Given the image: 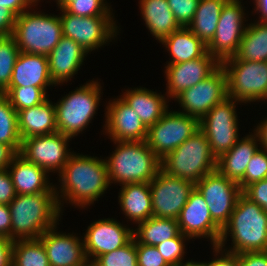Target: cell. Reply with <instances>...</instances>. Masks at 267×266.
<instances>
[{
    "mask_svg": "<svg viewBox=\"0 0 267 266\" xmlns=\"http://www.w3.org/2000/svg\"><path fill=\"white\" fill-rule=\"evenodd\" d=\"M236 102L238 101L227 97L199 120V129L206 136L216 159L228 152L239 140Z\"/></svg>",
    "mask_w": 267,
    "mask_h": 266,
    "instance_id": "obj_9",
    "label": "cell"
},
{
    "mask_svg": "<svg viewBox=\"0 0 267 266\" xmlns=\"http://www.w3.org/2000/svg\"><path fill=\"white\" fill-rule=\"evenodd\" d=\"M104 1L105 0H74L65 10L70 14L83 17L111 16L110 6Z\"/></svg>",
    "mask_w": 267,
    "mask_h": 266,
    "instance_id": "obj_40",
    "label": "cell"
},
{
    "mask_svg": "<svg viewBox=\"0 0 267 266\" xmlns=\"http://www.w3.org/2000/svg\"><path fill=\"white\" fill-rule=\"evenodd\" d=\"M7 169H9L8 172L17 195L57 193V201L62 211L61 202L63 201L60 200L59 191L48 182L47 172L43 168L29 162L20 153H17Z\"/></svg>",
    "mask_w": 267,
    "mask_h": 266,
    "instance_id": "obj_22",
    "label": "cell"
},
{
    "mask_svg": "<svg viewBox=\"0 0 267 266\" xmlns=\"http://www.w3.org/2000/svg\"><path fill=\"white\" fill-rule=\"evenodd\" d=\"M33 5L35 4L36 5V2H38L39 0H31Z\"/></svg>",
    "mask_w": 267,
    "mask_h": 266,
    "instance_id": "obj_57",
    "label": "cell"
},
{
    "mask_svg": "<svg viewBox=\"0 0 267 266\" xmlns=\"http://www.w3.org/2000/svg\"><path fill=\"white\" fill-rule=\"evenodd\" d=\"M177 221L183 235L190 239L210 237L213 246L218 245L222 229L211 218L207 203L196 188L190 193Z\"/></svg>",
    "mask_w": 267,
    "mask_h": 266,
    "instance_id": "obj_17",
    "label": "cell"
},
{
    "mask_svg": "<svg viewBox=\"0 0 267 266\" xmlns=\"http://www.w3.org/2000/svg\"><path fill=\"white\" fill-rule=\"evenodd\" d=\"M254 131H256L255 133L259 138V144L262 145L263 149L267 150V118Z\"/></svg>",
    "mask_w": 267,
    "mask_h": 266,
    "instance_id": "obj_53",
    "label": "cell"
},
{
    "mask_svg": "<svg viewBox=\"0 0 267 266\" xmlns=\"http://www.w3.org/2000/svg\"><path fill=\"white\" fill-rule=\"evenodd\" d=\"M213 250L216 252L215 254L221 253L222 256L206 263L207 266H239L238 254L226 252V249L223 251L219 246H213Z\"/></svg>",
    "mask_w": 267,
    "mask_h": 266,
    "instance_id": "obj_47",
    "label": "cell"
},
{
    "mask_svg": "<svg viewBox=\"0 0 267 266\" xmlns=\"http://www.w3.org/2000/svg\"><path fill=\"white\" fill-rule=\"evenodd\" d=\"M16 16L7 8L0 7V36L12 35Z\"/></svg>",
    "mask_w": 267,
    "mask_h": 266,
    "instance_id": "obj_48",
    "label": "cell"
},
{
    "mask_svg": "<svg viewBox=\"0 0 267 266\" xmlns=\"http://www.w3.org/2000/svg\"><path fill=\"white\" fill-rule=\"evenodd\" d=\"M180 233L178 221L171 218L150 217L133 230L134 238L145 245L158 244L175 238Z\"/></svg>",
    "mask_w": 267,
    "mask_h": 266,
    "instance_id": "obj_33",
    "label": "cell"
},
{
    "mask_svg": "<svg viewBox=\"0 0 267 266\" xmlns=\"http://www.w3.org/2000/svg\"><path fill=\"white\" fill-rule=\"evenodd\" d=\"M258 141L259 138L255 132L254 135L239 139L228 152L217 159L216 170L227 179L239 183L244 177L251 158L258 150Z\"/></svg>",
    "mask_w": 267,
    "mask_h": 266,
    "instance_id": "obj_25",
    "label": "cell"
},
{
    "mask_svg": "<svg viewBox=\"0 0 267 266\" xmlns=\"http://www.w3.org/2000/svg\"><path fill=\"white\" fill-rule=\"evenodd\" d=\"M47 87H7L2 93L6 94L11 106L18 112L23 109L40 105L46 101Z\"/></svg>",
    "mask_w": 267,
    "mask_h": 266,
    "instance_id": "obj_36",
    "label": "cell"
},
{
    "mask_svg": "<svg viewBox=\"0 0 267 266\" xmlns=\"http://www.w3.org/2000/svg\"><path fill=\"white\" fill-rule=\"evenodd\" d=\"M0 143L9 145L16 153H20L22 140L17 111L4 93H0Z\"/></svg>",
    "mask_w": 267,
    "mask_h": 266,
    "instance_id": "obj_35",
    "label": "cell"
},
{
    "mask_svg": "<svg viewBox=\"0 0 267 266\" xmlns=\"http://www.w3.org/2000/svg\"><path fill=\"white\" fill-rule=\"evenodd\" d=\"M53 86L49 74L48 57L44 55L19 53L8 87Z\"/></svg>",
    "mask_w": 267,
    "mask_h": 266,
    "instance_id": "obj_24",
    "label": "cell"
},
{
    "mask_svg": "<svg viewBox=\"0 0 267 266\" xmlns=\"http://www.w3.org/2000/svg\"><path fill=\"white\" fill-rule=\"evenodd\" d=\"M0 235L11 239V214L9 206L0 203Z\"/></svg>",
    "mask_w": 267,
    "mask_h": 266,
    "instance_id": "obj_51",
    "label": "cell"
},
{
    "mask_svg": "<svg viewBox=\"0 0 267 266\" xmlns=\"http://www.w3.org/2000/svg\"><path fill=\"white\" fill-rule=\"evenodd\" d=\"M19 53L20 50L13 35L0 36V93L10 84Z\"/></svg>",
    "mask_w": 267,
    "mask_h": 266,
    "instance_id": "obj_37",
    "label": "cell"
},
{
    "mask_svg": "<svg viewBox=\"0 0 267 266\" xmlns=\"http://www.w3.org/2000/svg\"><path fill=\"white\" fill-rule=\"evenodd\" d=\"M255 11L261 14L259 22H267V0H254Z\"/></svg>",
    "mask_w": 267,
    "mask_h": 266,
    "instance_id": "obj_54",
    "label": "cell"
},
{
    "mask_svg": "<svg viewBox=\"0 0 267 266\" xmlns=\"http://www.w3.org/2000/svg\"><path fill=\"white\" fill-rule=\"evenodd\" d=\"M16 195L8 169L0 170V203L9 205Z\"/></svg>",
    "mask_w": 267,
    "mask_h": 266,
    "instance_id": "obj_45",
    "label": "cell"
},
{
    "mask_svg": "<svg viewBox=\"0 0 267 266\" xmlns=\"http://www.w3.org/2000/svg\"><path fill=\"white\" fill-rule=\"evenodd\" d=\"M226 60L267 61V22L247 24L237 54Z\"/></svg>",
    "mask_w": 267,
    "mask_h": 266,
    "instance_id": "obj_31",
    "label": "cell"
},
{
    "mask_svg": "<svg viewBox=\"0 0 267 266\" xmlns=\"http://www.w3.org/2000/svg\"><path fill=\"white\" fill-rule=\"evenodd\" d=\"M152 201V217L176 219L186 205L195 183L171 176L161 169L149 182Z\"/></svg>",
    "mask_w": 267,
    "mask_h": 266,
    "instance_id": "obj_13",
    "label": "cell"
},
{
    "mask_svg": "<svg viewBox=\"0 0 267 266\" xmlns=\"http://www.w3.org/2000/svg\"><path fill=\"white\" fill-rule=\"evenodd\" d=\"M229 98L238 102H255L267 99V61L224 60L221 63Z\"/></svg>",
    "mask_w": 267,
    "mask_h": 266,
    "instance_id": "obj_8",
    "label": "cell"
},
{
    "mask_svg": "<svg viewBox=\"0 0 267 266\" xmlns=\"http://www.w3.org/2000/svg\"><path fill=\"white\" fill-rule=\"evenodd\" d=\"M186 238L190 239L180 232L175 238L168 239L156 246L169 266H178L182 263L185 253L184 239L186 241Z\"/></svg>",
    "mask_w": 267,
    "mask_h": 266,
    "instance_id": "obj_41",
    "label": "cell"
},
{
    "mask_svg": "<svg viewBox=\"0 0 267 266\" xmlns=\"http://www.w3.org/2000/svg\"><path fill=\"white\" fill-rule=\"evenodd\" d=\"M216 164L217 159L212 154L210 144L199 129L161 159V170L196 183L216 171Z\"/></svg>",
    "mask_w": 267,
    "mask_h": 266,
    "instance_id": "obj_5",
    "label": "cell"
},
{
    "mask_svg": "<svg viewBox=\"0 0 267 266\" xmlns=\"http://www.w3.org/2000/svg\"><path fill=\"white\" fill-rule=\"evenodd\" d=\"M119 203L125 215L137 224L152 217V201L149 182L122 185Z\"/></svg>",
    "mask_w": 267,
    "mask_h": 266,
    "instance_id": "obj_28",
    "label": "cell"
},
{
    "mask_svg": "<svg viewBox=\"0 0 267 266\" xmlns=\"http://www.w3.org/2000/svg\"><path fill=\"white\" fill-rule=\"evenodd\" d=\"M140 10L146 28L160 42L181 28L176 21L167 0H140Z\"/></svg>",
    "mask_w": 267,
    "mask_h": 266,
    "instance_id": "obj_29",
    "label": "cell"
},
{
    "mask_svg": "<svg viewBox=\"0 0 267 266\" xmlns=\"http://www.w3.org/2000/svg\"><path fill=\"white\" fill-rule=\"evenodd\" d=\"M11 266H50L42 241L13 240Z\"/></svg>",
    "mask_w": 267,
    "mask_h": 266,
    "instance_id": "obj_34",
    "label": "cell"
},
{
    "mask_svg": "<svg viewBox=\"0 0 267 266\" xmlns=\"http://www.w3.org/2000/svg\"><path fill=\"white\" fill-rule=\"evenodd\" d=\"M60 10L63 36L74 40L87 53L111 41L118 32L111 16L83 17Z\"/></svg>",
    "mask_w": 267,
    "mask_h": 266,
    "instance_id": "obj_11",
    "label": "cell"
},
{
    "mask_svg": "<svg viewBox=\"0 0 267 266\" xmlns=\"http://www.w3.org/2000/svg\"><path fill=\"white\" fill-rule=\"evenodd\" d=\"M147 128L154 125L168 110L165 96L146 88L126 90L121 97Z\"/></svg>",
    "mask_w": 267,
    "mask_h": 266,
    "instance_id": "obj_27",
    "label": "cell"
},
{
    "mask_svg": "<svg viewBox=\"0 0 267 266\" xmlns=\"http://www.w3.org/2000/svg\"><path fill=\"white\" fill-rule=\"evenodd\" d=\"M133 229L123 226L115 219H100L88 226L84 235V247L88 261L126 245L132 238Z\"/></svg>",
    "mask_w": 267,
    "mask_h": 266,
    "instance_id": "obj_18",
    "label": "cell"
},
{
    "mask_svg": "<svg viewBox=\"0 0 267 266\" xmlns=\"http://www.w3.org/2000/svg\"><path fill=\"white\" fill-rule=\"evenodd\" d=\"M108 104L104 129L112 141H146L148 128L121 97Z\"/></svg>",
    "mask_w": 267,
    "mask_h": 266,
    "instance_id": "obj_20",
    "label": "cell"
},
{
    "mask_svg": "<svg viewBox=\"0 0 267 266\" xmlns=\"http://www.w3.org/2000/svg\"><path fill=\"white\" fill-rule=\"evenodd\" d=\"M199 130V119L167 110L164 115L148 128L146 142L151 150L162 159Z\"/></svg>",
    "mask_w": 267,
    "mask_h": 266,
    "instance_id": "obj_10",
    "label": "cell"
},
{
    "mask_svg": "<svg viewBox=\"0 0 267 266\" xmlns=\"http://www.w3.org/2000/svg\"><path fill=\"white\" fill-rule=\"evenodd\" d=\"M116 150L106 159L109 183L151 182L161 169V159L146 141H114Z\"/></svg>",
    "mask_w": 267,
    "mask_h": 266,
    "instance_id": "obj_4",
    "label": "cell"
},
{
    "mask_svg": "<svg viewBox=\"0 0 267 266\" xmlns=\"http://www.w3.org/2000/svg\"><path fill=\"white\" fill-rule=\"evenodd\" d=\"M59 176L60 196L79 207L93 204L110 184L106 161L88 155L72 153Z\"/></svg>",
    "mask_w": 267,
    "mask_h": 266,
    "instance_id": "obj_1",
    "label": "cell"
},
{
    "mask_svg": "<svg viewBox=\"0 0 267 266\" xmlns=\"http://www.w3.org/2000/svg\"><path fill=\"white\" fill-rule=\"evenodd\" d=\"M228 234H231L233 244L231 249L226 250L228 252L267 251V212L242 193L228 223L222 228L217 246H225Z\"/></svg>",
    "mask_w": 267,
    "mask_h": 266,
    "instance_id": "obj_3",
    "label": "cell"
},
{
    "mask_svg": "<svg viewBox=\"0 0 267 266\" xmlns=\"http://www.w3.org/2000/svg\"><path fill=\"white\" fill-rule=\"evenodd\" d=\"M60 9H65L74 0H56Z\"/></svg>",
    "mask_w": 267,
    "mask_h": 266,
    "instance_id": "obj_56",
    "label": "cell"
},
{
    "mask_svg": "<svg viewBox=\"0 0 267 266\" xmlns=\"http://www.w3.org/2000/svg\"><path fill=\"white\" fill-rule=\"evenodd\" d=\"M13 240L0 235V266H11Z\"/></svg>",
    "mask_w": 267,
    "mask_h": 266,
    "instance_id": "obj_50",
    "label": "cell"
},
{
    "mask_svg": "<svg viewBox=\"0 0 267 266\" xmlns=\"http://www.w3.org/2000/svg\"><path fill=\"white\" fill-rule=\"evenodd\" d=\"M21 52L48 56L63 36L59 16L26 10L16 17L13 34Z\"/></svg>",
    "mask_w": 267,
    "mask_h": 266,
    "instance_id": "obj_6",
    "label": "cell"
},
{
    "mask_svg": "<svg viewBox=\"0 0 267 266\" xmlns=\"http://www.w3.org/2000/svg\"><path fill=\"white\" fill-rule=\"evenodd\" d=\"M16 154L9 145L0 143V170L7 169Z\"/></svg>",
    "mask_w": 267,
    "mask_h": 266,
    "instance_id": "obj_52",
    "label": "cell"
},
{
    "mask_svg": "<svg viewBox=\"0 0 267 266\" xmlns=\"http://www.w3.org/2000/svg\"><path fill=\"white\" fill-rule=\"evenodd\" d=\"M228 97L227 79L222 66L208 78L184 90L175 97L186 115L194 116L199 120L216 104Z\"/></svg>",
    "mask_w": 267,
    "mask_h": 266,
    "instance_id": "obj_15",
    "label": "cell"
},
{
    "mask_svg": "<svg viewBox=\"0 0 267 266\" xmlns=\"http://www.w3.org/2000/svg\"><path fill=\"white\" fill-rule=\"evenodd\" d=\"M138 266H169L156 246L140 244L136 240Z\"/></svg>",
    "mask_w": 267,
    "mask_h": 266,
    "instance_id": "obj_43",
    "label": "cell"
},
{
    "mask_svg": "<svg viewBox=\"0 0 267 266\" xmlns=\"http://www.w3.org/2000/svg\"><path fill=\"white\" fill-rule=\"evenodd\" d=\"M21 140L57 132L55 103L47 99L40 105L17 112Z\"/></svg>",
    "mask_w": 267,
    "mask_h": 266,
    "instance_id": "obj_26",
    "label": "cell"
},
{
    "mask_svg": "<svg viewBox=\"0 0 267 266\" xmlns=\"http://www.w3.org/2000/svg\"><path fill=\"white\" fill-rule=\"evenodd\" d=\"M228 0H200L188 28L206 45L212 40L221 14Z\"/></svg>",
    "mask_w": 267,
    "mask_h": 266,
    "instance_id": "obj_32",
    "label": "cell"
},
{
    "mask_svg": "<svg viewBox=\"0 0 267 266\" xmlns=\"http://www.w3.org/2000/svg\"><path fill=\"white\" fill-rule=\"evenodd\" d=\"M162 44L172 55L168 64H178L203 57L207 53V45L201 41L188 27H181L165 37Z\"/></svg>",
    "mask_w": 267,
    "mask_h": 266,
    "instance_id": "obj_30",
    "label": "cell"
},
{
    "mask_svg": "<svg viewBox=\"0 0 267 266\" xmlns=\"http://www.w3.org/2000/svg\"><path fill=\"white\" fill-rule=\"evenodd\" d=\"M31 0H0V7L9 9L16 17L32 6Z\"/></svg>",
    "mask_w": 267,
    "mask_h": 266,
    "instance_id": "obj_49",
    "label": "cell"
},
{
    "mask_svg": "<svg viewBox=\"0 0 267 266\" xmlns=\"http://www.w3.org/2000/svg\"><path fill=\"white\" fill-rule=\"evenodd\" d=\"M101 86L92 81L59 100L55 105L57 131L73 138L87 128L100 103Z\"/></svg>",
    "mask_w": 267,
    "mask_h": 266,
    "instance_id": "obj_7",
    "label": "cell"
},
{
    "mask_svg": "<svg viewBox=\"0 0 267 266\" xmlns=\"http://www.w3.org/2000/svg\"><path fill=\"white\" fill-rule=\"evenodd\" d=\"M203 196L213 221L222 229L229 221L242 190L238 183L227 179L217 170L195 183Z\"/></svg>",
    "mask_w": 267,
    "mask_h": 266,
    "instance_id": "obj_14",
    "label": "cell"
},
{
    "mask_svg": "<svg viewBox=\"0 0 267 266\" xmlns=\"http://www.w3.org/2000/svg\"><path fill=\"white\" fill-rule=\"evenodd\" d=\"M91 266H138L136 239L133 237L126 245L89 261Z\"/></svg>",
    "mask_w": 267,
    "mask_h": 266,
    "instance_id": "obj_38",
    "label": "cell"
},
{
    "mask_svg": "<svg viewBox=\"0 0 267 266\" xmlns=\"http://www.w3.org/2000/svg\"><path fill=\"white\" fill-rule=\"evenodd\" d=\"M244 15L239 0H228L223 6L215 34L207 44V52L220 63L237 54L247 27L243 26Z\"/></svg>",
    "mask_w": 267,
    "mask_h": 266,
    "instance_id": "obj_12",
    "label": "cell"
},
{
    "mask_svg": "<svg viewBox=\"0 0 267 266\" xmlns=\"http://www.w3.org/2000/svg\"><path fill=\"white\" fill-rule=\"evenodd\" d=\"M239 266H267V251L239 253Z\"/></svg>",
    "mask_w": 267,
    "mask_h": 266,
    "instance_id": "obj_46",
    "label": "cell"
},
{
    "mask_svg": "<svg viewBox=\"0 0 267 266\" xmlns=\"http://www.w3.org/2000/svg\"><path fill=\"white\" fill-rule=\"evenodd\" d=\"M87 54L74 40L62 36L47 56L49 74L54 85L71 79L80 69Z\"/></svg>",
    "mask_w": 267,
    "mask_h": 266,
    "instance_id": "obj_23",
    "label": "cell"
},
{
    "mask_svg": "<svg viewBox=\"0 0 267 266\" xmlns=\"http://www.w3.org/2000/svg\"><path fill=\"white\" fill-rule=\"evenodd\" d=\"M200 0H167L170 9L181 27L192 22Z\"/></svg>",
    "mask_w": 267,
    "mask_h": 266,
    "instance_id": "obj_42",
    "label": "cell"
},
{
    "mask_svg": "<svg viewBox=\"0 0 267 266\" xmlns=\"http://www.w3.org/2000/svg\"><path fill=\"white\" fill-rule=\"evenodd\" d=\"M242 193L267 212V178L248 185Z\"/></svg>",
    "mask_w": 267,
    "mask_h": 266,
    "instance_id": "obj_44",
    "label": "cell"
},
{
    "mask_svg": "<svg viewBox=\"0 0 267 266\" xmlns=\"http://www.w3.org/2000/svg\"><path fill=\"white\" fill-rule=\"evenodd\" d=\"M261 149L251 158L243 179L238 183L242 191L248 185L267 178V150Z\"/></svg>",
    "mask_w": 267,
    "mask_h": 266,
    "instance_id": "obj_39",
    "label": "cell"
},
{
    "mask_svg": "<svg viewBox=\"0 0 267 266\" xmlns=\"http://www.w3.org/2000/svg\"><path fill=\"white\" fill-rule=\"evenodd\" d=\"M56 226L39 238L45 248L50 266H90L84 241L72 234L55 232Z\"/></svg>",
    "mask_w": 267,
    "mask_h": 266,
    "instance_id": "obj_21",
    "label": "cell"
},
{
    "mask_svg": "<svg viewBox=\"0 0 267 266\" xmlns=\"http://www.w3.org/2000/svg\"><path fill=\"white\" fill-rule=\"evenodd\" d=\"M221 63L208 52L200 58L178 64H168L165 68L168 97L175 98L184 90L196 85L213 74Z\"/></svg>",
    "mask_w": 267,
    "mask_h": 266,
    "instance_id": "obj_19",
    "label": "cell"
},
{
    "mask_svg": "<svg viewBox=\"0 0 267 266\" xmlns=\"http://www.w3.org/2000/svg\"><path fill=\"white\" fill-rule=\"evenodd\" d=\"M11 214V240L39 239L57 226L60 207L57 193L20 194L8 205Z\"/></svg>",
    "mask_w": 267,
    "mask_h": 266,
    "instance_id": "obj_2",
    "label": "cell"
},
{
    "mask_svg": "<svg viewBox=\"0 0 267 266\" xmlns=\"http://www.w3.org/2000/svg\"><path fill=\"white\" fill-rule=\"evenodd\" d=\"M178 266H207L205 262H194V261H188L186 263H180Z\"/></svg>",
    "mask_w": 267,
    "mask_h": 266,
    "instance_id": "obj_55",
    "label": "cell"
},
{
    "mask_svg": "<svg viewBox=\"0 0 267 266\" xmlns=\"http://www.w3.org/2000/svg\"><path fill=\"white\" fill-rule=\"evenodd\" d=\"M72 139L60 132L33 136L22 140L20 154L29 162L43 168L47 173L64 168L71 156L68 148L69 140ZM69 151V152H68Z\"/></svg>",
    "mask_w": 267,
    "mask_h": 266,
    "instance_id": "obj_16",
    "label": "cell"
}]
</instances>
